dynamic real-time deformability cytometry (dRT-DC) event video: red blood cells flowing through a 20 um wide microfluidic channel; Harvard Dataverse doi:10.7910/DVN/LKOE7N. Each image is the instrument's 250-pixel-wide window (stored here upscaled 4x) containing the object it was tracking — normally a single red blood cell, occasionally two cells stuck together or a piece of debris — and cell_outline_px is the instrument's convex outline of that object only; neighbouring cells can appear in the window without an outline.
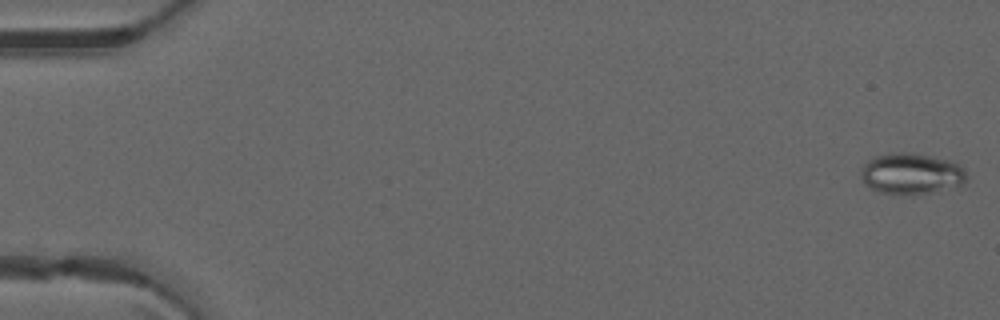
{"species": "common noctule bat (a hibernating species)", "species_latin": "Nyctalus noctula", "temperature_condition": "warm", "stored_images_in_passage": 51, "camera_frame_rate_fps": 3000, "um_per_image_px": 0.085, "animal": {"sex": "male", "forearm_length_mm": 52.5}, "frame": {"image": 1, "passage_image": 1, "time_ms": 0.0, "image_size_px": [1000, 320], "cell_outline_px": [[968, 176], [960, 184], [932, 192], [912, 196], [904, 196], [880, 192], [864, 184], [860, 176], [860, 172], [864, 164], [872, 156], [888, 152], [912, 152], [948, 160], [960, 164], [964, 168]], "centroid_in_image_um": [77.41, 14.76], "position_along_channel_um": 7.6, "area_um2": 25.72}}
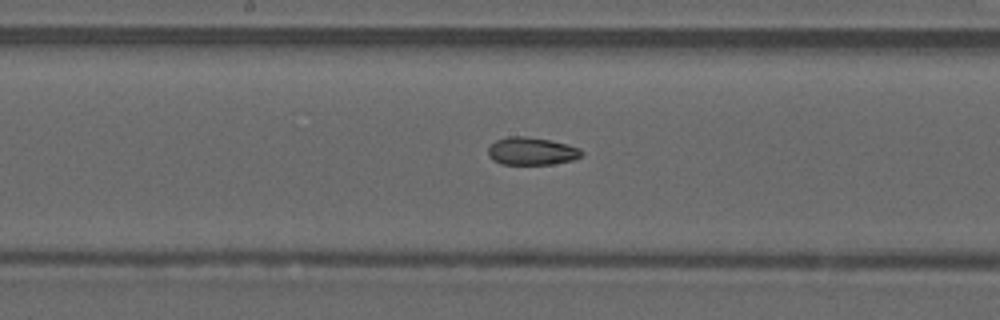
{"frame": {"image": 2, "passage_image": 27, "time_ms": 8.667, "image_size_px": [1000, 320], "cell_outline_px": [[584, 156], [572, 160], [552, 164], [500, 164], [492, 160], [488, 156], [488, 148], [496, 140], [508, 136], [524, 136], [548, 140], [568, 144], [580, 148], [584, 152]], "centroid_in_image_um": [45.2, 12.85], "position_along_channel_um": 203.0, "area_um2": 15.2}}
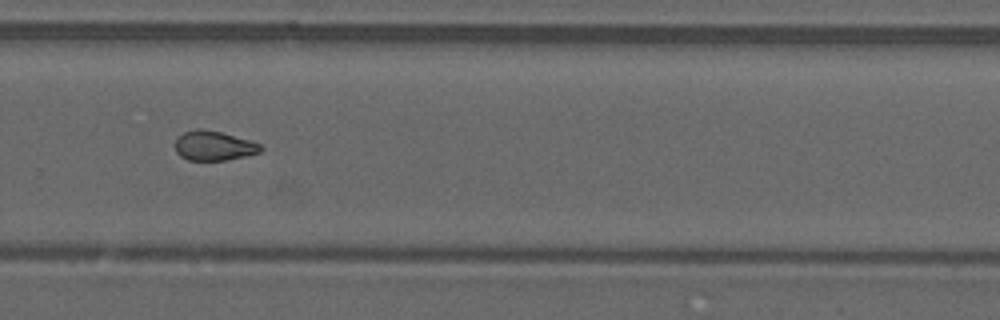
{"frame": {"image": 3, "passage_image": 35, "time_ms": 11.333, "image_size_px": [1000, 320], "cell_outline_px": [[264, 148], [260, 152], [244, 156], [224, 160], [188, 160], [180, 156], [176, 152], [176, 140], [184, 132], [196, 128], [200, 128], [220, 132], [252, 140], [260, 144]], "centroid_in_image_um": [18.19, 12.38], "position_along_channel_um": 311.6, "area_um2": 14.68}, "authors_computed_cell_mechanics": {"area_um2": 16.473, "velocity_mm_per_s": 4.0926, "shape_relaxation_time_tau1_ms": null, "shape_relaxation_time_tau2_ms": 2.8294, "deformation_change_tau1": null, "deformation_change_tau2": 0.0871}}